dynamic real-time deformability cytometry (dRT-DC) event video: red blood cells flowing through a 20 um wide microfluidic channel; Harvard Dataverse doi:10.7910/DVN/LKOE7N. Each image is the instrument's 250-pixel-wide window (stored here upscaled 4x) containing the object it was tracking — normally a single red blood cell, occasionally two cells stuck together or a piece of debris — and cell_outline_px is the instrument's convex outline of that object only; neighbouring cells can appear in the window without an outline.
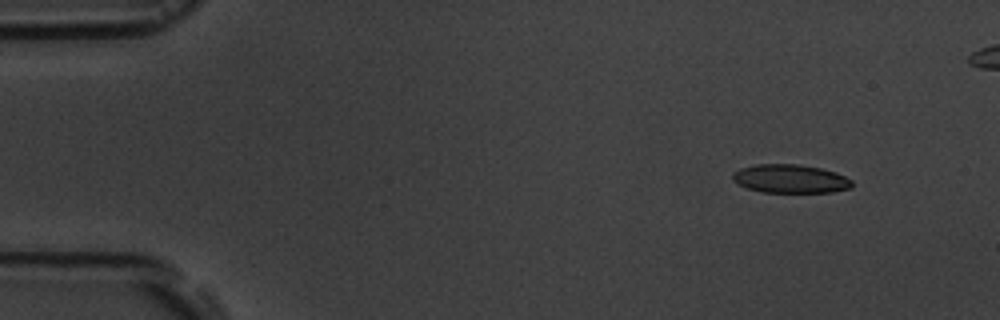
{"species": "common noctule bat (a hibernating species)", "species_latin": "Nyctalus noctula", "temperature_condition": "room temperature", "stored_images_in_passage": 5, "camera_frame_rate_fps": 3000, "um_per_image_px": 0.085, "animal": {"sex": "male", "body_mass_g": 19.5, "forearm_length_mm": 54.6}, "frame": {"image": 1, "passage_image": 1, "time_ms": 0.0, "image_size_px": [1000, 320], "cell_outline_px": [[852, 188], [832, 192], [764, 192], [748, 188], [732, 180], [732, 172], [740, 168], [756, 164], [796, 164], [820, 168], [836, 172], [852, 180]], "centroid_in_image_um": [67.18, 15.19], "position_along_channel_um": 17.8, "area_um2": 19.83}}